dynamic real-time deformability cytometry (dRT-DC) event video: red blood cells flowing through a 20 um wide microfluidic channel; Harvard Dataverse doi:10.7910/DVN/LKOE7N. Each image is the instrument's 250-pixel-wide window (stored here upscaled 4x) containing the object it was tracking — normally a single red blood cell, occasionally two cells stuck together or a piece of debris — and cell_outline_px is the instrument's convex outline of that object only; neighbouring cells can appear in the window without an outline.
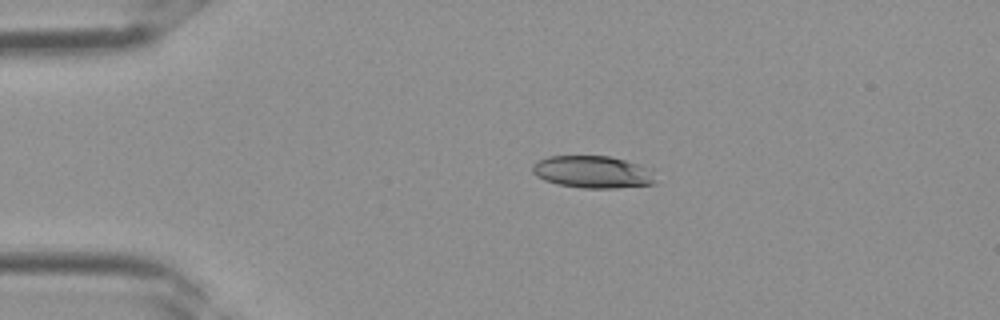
{"species": "Egyptian fruit bat (a non-hibernating species)", "species_latin": "Rousettus aegyptiacus", "temperature_condition": "room temperature", "stored_images_in_passage": 2, "camera_frame_rate_fps": 3000, "um_per_image_px": 0.085, "frame": {"image": 1, "passage_image": 1, "time_ms": 0.0, "image_size_px": [1000, 320], "cell_outline_px": [[656, 184], [620, 188], [584, 188], [556, 184], [544, 180], [536, 176], [532, 172], [532, 164], [536, 160], [548, 156], [608, 156], [640, 164], [652, 168], [656, 180]], "centroid_in_image_um": [50.4, 14.62], "position_along_channel_um": 34.6, "area_um2": 23.58}}